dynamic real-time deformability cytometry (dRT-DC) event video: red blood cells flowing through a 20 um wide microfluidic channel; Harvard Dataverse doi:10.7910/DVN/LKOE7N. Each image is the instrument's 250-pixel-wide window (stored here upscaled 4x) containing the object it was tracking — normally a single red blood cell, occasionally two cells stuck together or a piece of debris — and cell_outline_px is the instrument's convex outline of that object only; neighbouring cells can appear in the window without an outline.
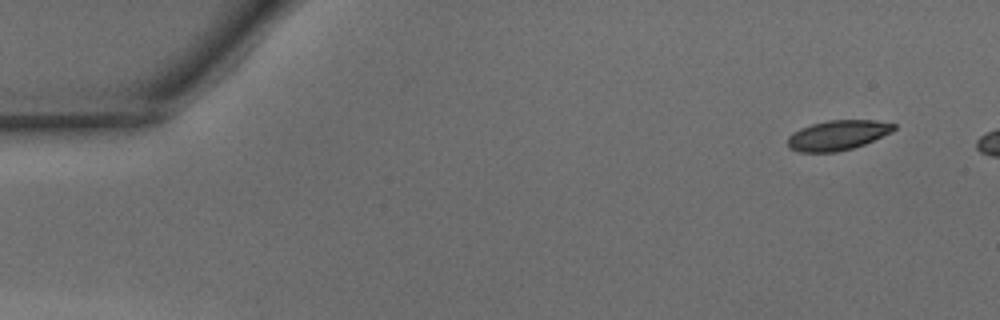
{"species": "common noctule bat (a hibernating species)", "species_latin": "Nyctalus noctula", "temperature_condition": "warm", "stored_images_in_passage": 42, "camera_frame_rate_fps": 3000, "um_per_image_px": 0.085, "animal": {"sex": "male", "body_mass_g": 15.6}, "frame": {"image": 1, "passage_image": 1, "time_ms": 0.0, "image_size_px": [1000, 320], "cell_outline_px": [[896, 128], [892, 132], [864, 144], [852, 148], [836, 152], [800, 152], [788, 148], [788, 136], [792, 132], [800, 128], [812, 124], [828, 120], [876, 120], [896, 124]], "centroid_in_image_um": [71.19, 11.49], "position_along_channel_um": 13.8, "area_um2": 18.55}}
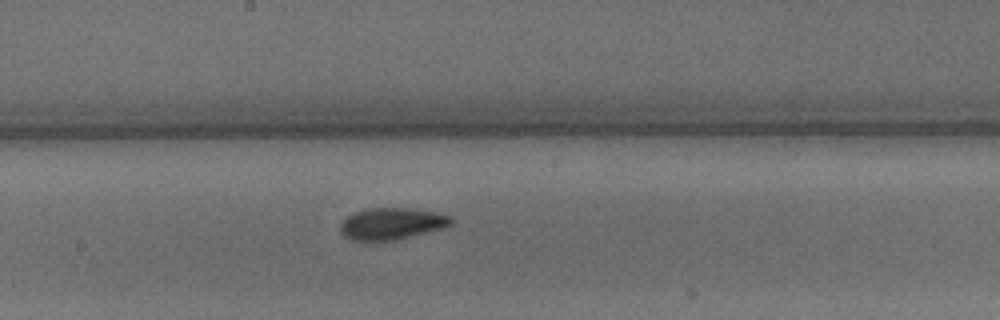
{"frame": {"image": 2, "passage_image": 24, "time_ms": 7.667, "image_size_px": [1000, 320], "cell_outline_px": [[452, 224], [444, 228], [392, 240], [364, 244], [352, 240], [344, 236], [340, 232], [340, 224], [352, 212], [368, 208], [408, 208], [436, 212], [448, 216], [452, 220]], "centroid_in_image_um": [33.21, 19.04], "position_along_channel_um": 215.0, "area_um2": 20.81}}
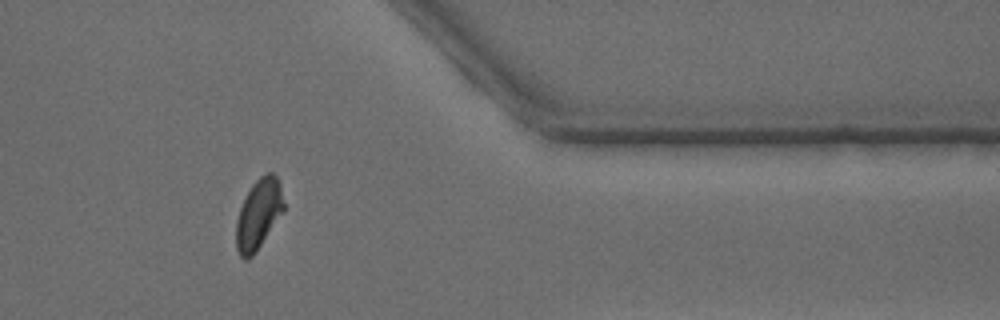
{"frame": {"image": 3, "passage_image": 38, "time_ms": 12.333, "image_size_px": [1000, 320], "cell_outline_px": [[284, 212], [256, 252], [248, 260], [244, 260], [240, 256], [236, 248], [236, 220], [240, 208], [252, 184], [260, 176], [268, 172], [272, 172], [276, 176], [280, 184], [284, 204]], "centroid_in_image_um": [21.98, 18.23], "position_along_channel_um": 389.4, "area_um2": 19.54}, "authors_computed_cell_mechanics": {"area_um2": 19.7098, "velocity_mm_per_s": 4.1331, "shape_relaxation_time_tau1_ms": 3.2047, "shape_relaxation_time_tau2_ms": 1.8823, "deformation_change_tau1": 0.1181, "deformation_change_tau2": 0.07}}